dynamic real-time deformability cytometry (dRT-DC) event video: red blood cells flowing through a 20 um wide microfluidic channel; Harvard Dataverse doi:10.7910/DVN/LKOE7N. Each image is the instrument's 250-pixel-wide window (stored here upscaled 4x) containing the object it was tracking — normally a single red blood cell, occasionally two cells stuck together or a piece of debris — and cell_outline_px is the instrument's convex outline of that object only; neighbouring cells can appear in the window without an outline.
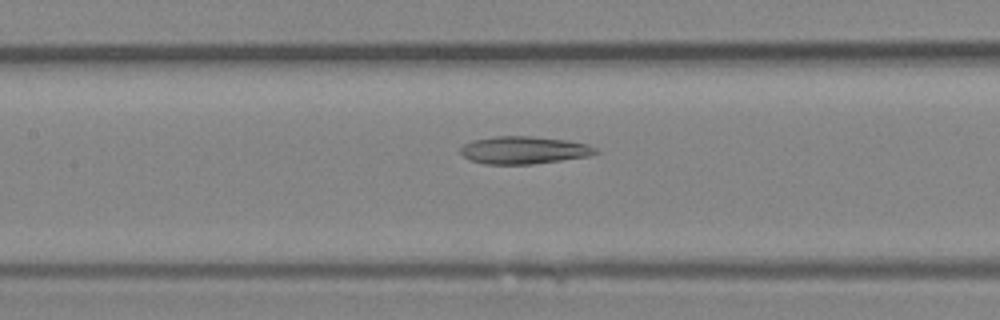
{"species": "Egyptian fruit bat (a non-hibernating species)", "species_latin": "Rousettus aegyptiacus", "temperature_condition": "room temperature", "stored_images_in_passage": 28, "camera_frame_rate_fps": 3000, "um_per_image_px": 0.085, "animal": {"sex": "female"}, "frame": {"image": 1, "passage_image": 10, "time_ms": 3.0, "image_size_px": [1000, 320], "cell_outline_px": [[600, 152], [588, 156], [532, 164], [484, 164], [472, 160], [464, 156], [460, 152], [460, 148], [464, 144], [472, 140], [496, 136], [532, 136], [568, 140], [588, 144], [596, 148]], "centroid_in_image_um": [44.54, 12.75], "position_along_channel_um": 162.9, "area_um2": 21.68}}
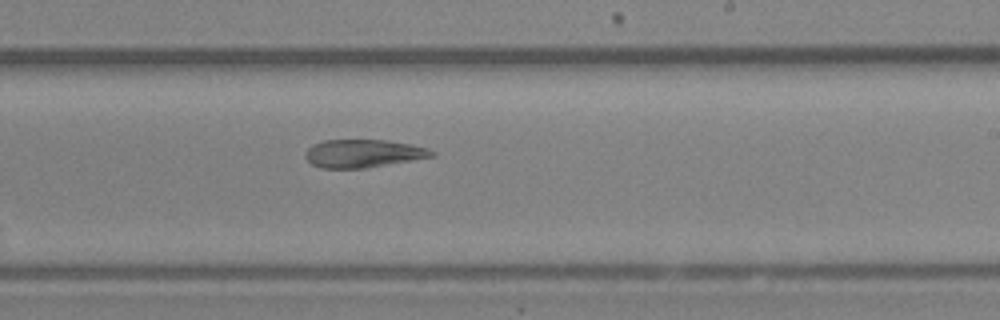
{"frame": {"image": 2, "passage_image": 16, "time_ms": 5.0, "image_size_px": [1000, 320], "cell_outline_px": [[436, 156], [368, 168], [320, 168], [312, 164], [304, 156], [304, 152], [312, 144], [324, 140], [388, 140], [428, 148], [436, 152]], "centroid_in_image_um": [30.87, 13.05], "position_along_channel_um": 258.1, "area_um2": 20.81}}
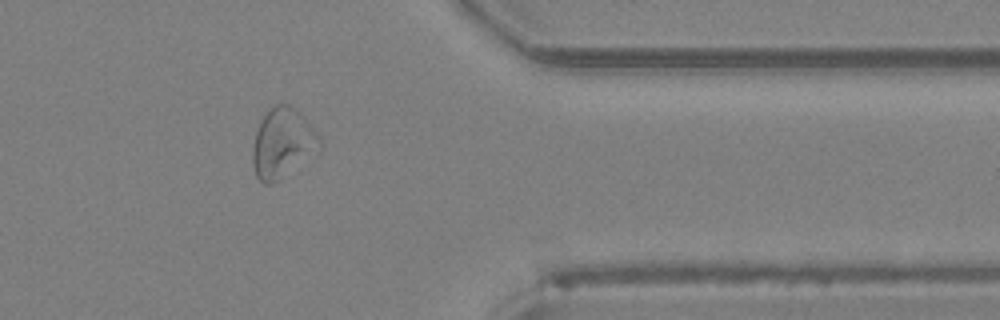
{"frame": {"image": 3, "passage_image": 25, "time_ms": 8.0, "image_size_px": [1000, 320], "cell_outline_px": [[320, 148], [272, 184], [264, 184], [256, 176], [252, 164], [252, 148], [256, 132], [264, 116], [276, 104], [288, 104], [308, 124], [320, 140]], "centroid_in_image_um": [23.94, 12.2], "position_along_channel_um": 387.5, "area_um2": 25.84}}